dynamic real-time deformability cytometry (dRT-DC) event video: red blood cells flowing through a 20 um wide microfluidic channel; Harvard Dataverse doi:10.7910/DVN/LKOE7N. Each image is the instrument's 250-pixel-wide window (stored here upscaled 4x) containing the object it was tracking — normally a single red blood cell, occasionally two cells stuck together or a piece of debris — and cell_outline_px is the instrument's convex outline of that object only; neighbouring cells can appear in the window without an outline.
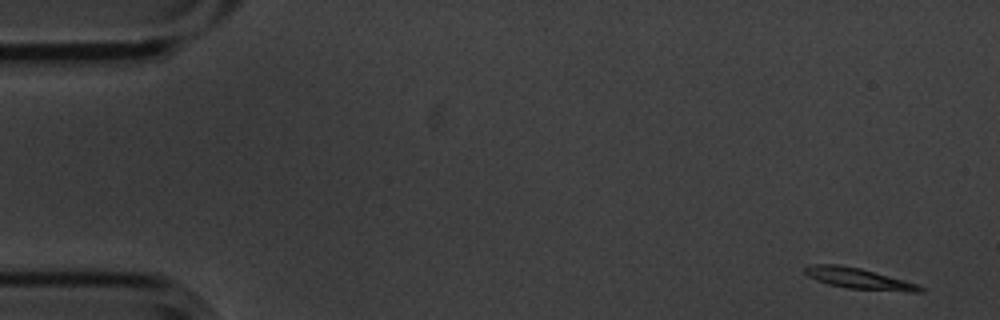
{"species": "common noctule bat (a hibernating species)", "species_latin": "Nyctalus noctula", "temperature_condition": "cold", "stored_images_in_passage": 6, "camera_frame_rate_fps": 3000, "um_per_image_px": 0.085, "animal": {"sex": "male", "body_mass_g": 20.1, "forearm_length_mm": 53.5}, "frame": {"image": 1, "passage_image": 1, "time_ms": 0.0, "image_size_px": [1000, 320], "cell_outline_px": [[924, 292], [908, 292], [848, 288], [828, 284], [816, 280], [808, 276], [804, 272], [804, 268], [808, 264], [840, 264], [860, 268], [904, 280], [916, 284], [924, 288]], "centroid_in_image_um": [72.96, 23.67], "position_along_channel_um": 12.0, "area_um2": 13.99}}
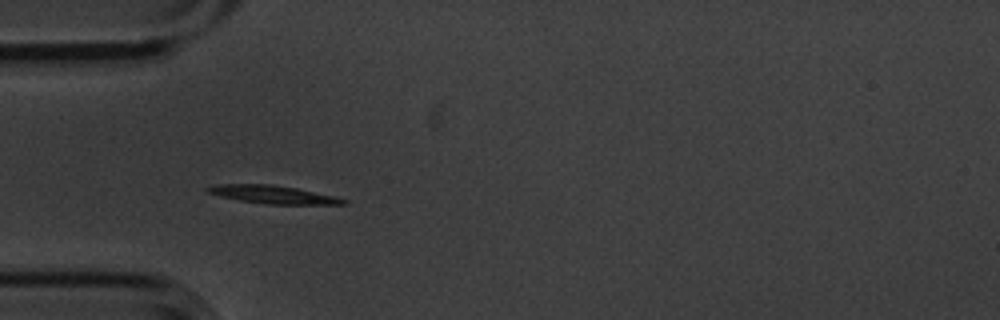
{"frame": {"image": 2, "passage_image": 5, "time_ms": 1.333, "image_size_px": [1000, 320], "cell_outline_px": [[348, 204], [268, 204], [240, 200], [220, 196], [208, 192], [204, 188], [216, 184], [272, 184], [296, 188], [336, 196], [348, 200]], "centroid_in_image_um": [23.23, 16.53], "position_along_channel_um": 61.8, "area_um2": 14.22}}
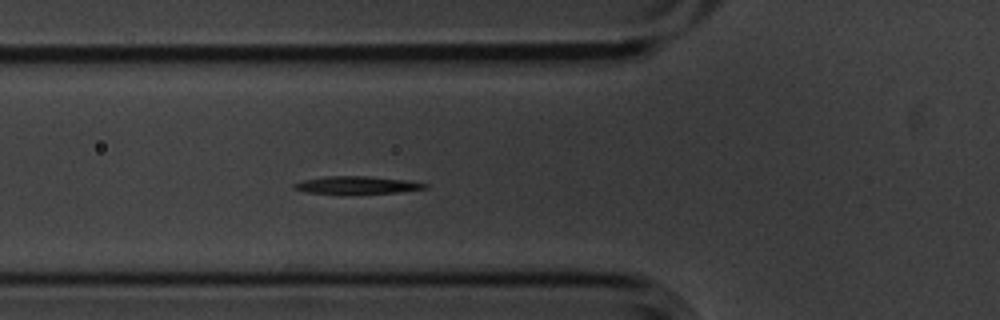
{"frame": {"image": 3, "passage_image": 6, "time_ms": 1.667, "image_size_px": [1000, 320], "cell_outline_px": [[428, 188], [396, 192], [308, 192], [292, 188], [292, 184], [300, 180], [328, 176], [368, 176], [408, 180], [428, 184]], "centroid_in_image_um": [30.33, 15.69], "position_along_channel_um": 95.5, "area_um2": 12.83}}